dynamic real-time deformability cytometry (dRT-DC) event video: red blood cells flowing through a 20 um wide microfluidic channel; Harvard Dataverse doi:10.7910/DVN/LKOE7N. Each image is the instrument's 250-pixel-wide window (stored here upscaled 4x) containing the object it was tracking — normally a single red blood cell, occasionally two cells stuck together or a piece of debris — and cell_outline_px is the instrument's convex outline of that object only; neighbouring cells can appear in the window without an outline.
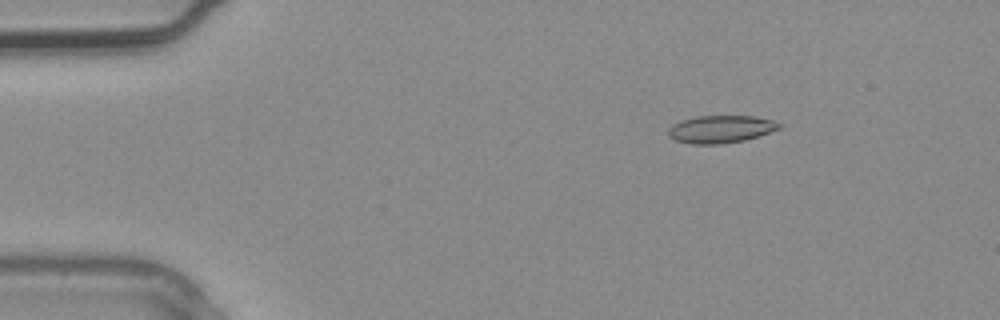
{"species": "common noctule bat (a hibernating species)", "species_latin": "Nyctalus noctula", "temperature_condition": "warm", "stored_images_in_passage": 2, "camera_frame_rate_fps": 3000, "um_per_image_px": 0.085, "animal": {"sex": "male", "body_mass_g": 20.4}, "frame": {"image": 1, "passage_image": 1, "time_ms": 0.0, "image_size_px": [1000, 320], "cell_outline_px": [[780, 128], [744, 140], [720, 144], [692, 144], [676, 140], [668, 136], [668, 128], [672, 124], [680, 120], [696, 116], [756, 116], [772, 120], [780, 124]], "centroid_in_image_um": [61.2, 10.97], "position_along_channel_um": 23.8, "area_um2": 17.69}}